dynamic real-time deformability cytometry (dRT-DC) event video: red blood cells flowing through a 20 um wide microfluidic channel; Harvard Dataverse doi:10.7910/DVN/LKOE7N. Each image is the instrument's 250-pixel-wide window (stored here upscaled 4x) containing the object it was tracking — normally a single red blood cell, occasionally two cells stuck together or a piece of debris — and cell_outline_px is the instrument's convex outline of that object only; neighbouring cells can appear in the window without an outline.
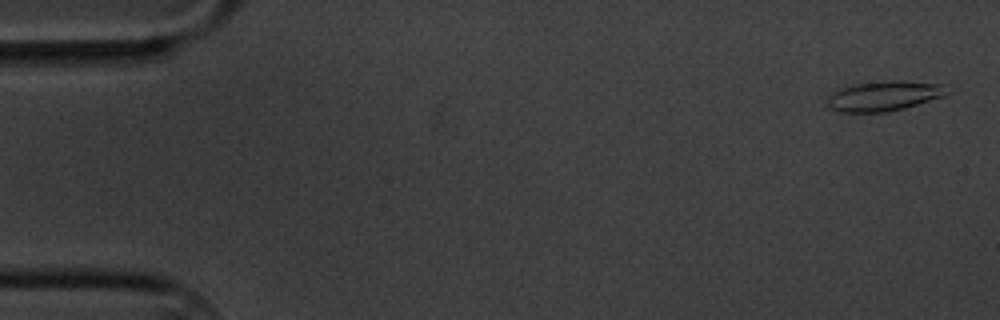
{"species": "common noctule bat (a hibernating species)", "species_latin": "Nyctalus noctula", "temperature_condition": "cold", "stored_images_in_passage": 59, "camera_frame_rate_fps": 3000, "um_per_image_px": 0.085, "animal": {"sex": "male", "body_mass_g": 20.1, "forearm_length_mm": 53.5}, "frame": {"image": 1, "passage_image": 2, "time_ms": 0.333, "image_size_px": [1000, 320], "cell_outline_px": [[948, 92], [944, 96], [904, 108], [884, 112], [836, 112], [828, 108], [828, 96], [840, 88], [852, 84], [892, 80], [896, 80], [944, 84]], "centroid_in_image_um": [75.11, 8.15], "position_along_channel_um": 9.9, "area_um2": 20.87}}
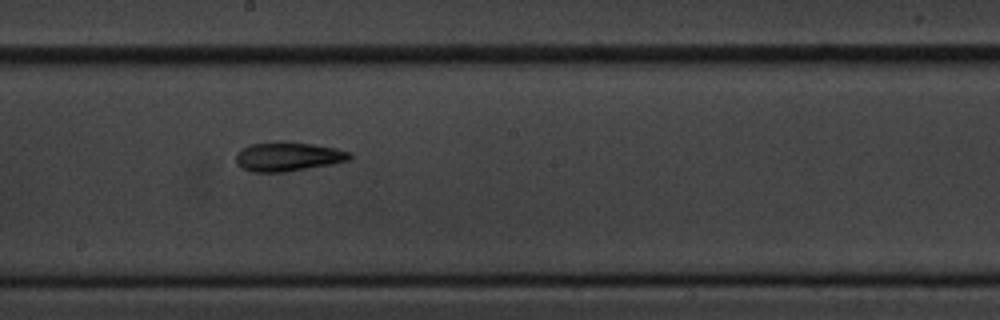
{"frame": {"image": 2, "passage_image": 32, "time_ms": 10.333, "image_size_px": [1000, 320], "cell_outline_px": [[352, 156], [348, 160], [332, 164], [284, 172], [252, 172], [236, 164], [236, 156], [244, 148], [252, 144], [276, 140], [280, 140], [312, 144], [336, 148], [352, 152]], "centroid_in_image_um": [24.5, 13.3], "position_along_channel_um": 223.7, "area_um2": 19.36}}
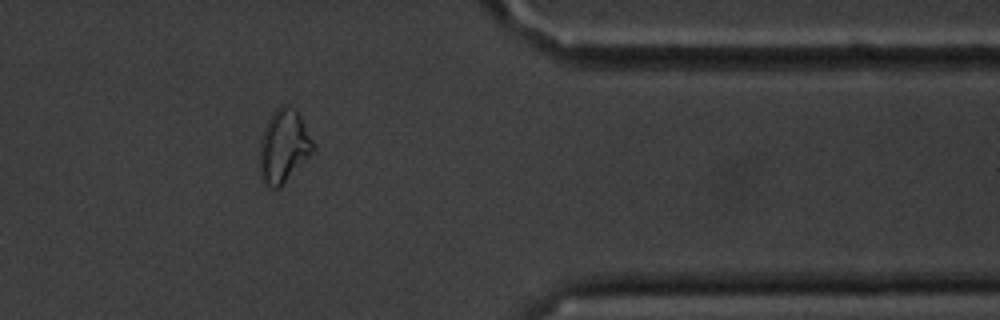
{"frame": {"image": 3, "passage_image": 48, "time_ms": 15.667, "image_size_px": [1000, 320], "cell_outline_px": [[316, 152], [280, 188], [272, 188], [264, 184], [260, 180], [260, 140], [264, 128], [272, 112], [280, 104], [288, 104], [300, 116], [316, 144]], "centroid_in_image_um": [24.15, 12.46], "position_along_channel_um": 387.3, "area_um2": 23.47}, "authors_computed_cell_mechanics": {"area_um2": 19.363, "velocity_mm_per_s": 3.3897, "shape_relaxation_time_tau1_ms": 5.069, "shape_relaxation_time_tau2_ms": 5.6573, "deformation_change_tau1": 0.135, "deformation_change_tau2": 0.1426}}